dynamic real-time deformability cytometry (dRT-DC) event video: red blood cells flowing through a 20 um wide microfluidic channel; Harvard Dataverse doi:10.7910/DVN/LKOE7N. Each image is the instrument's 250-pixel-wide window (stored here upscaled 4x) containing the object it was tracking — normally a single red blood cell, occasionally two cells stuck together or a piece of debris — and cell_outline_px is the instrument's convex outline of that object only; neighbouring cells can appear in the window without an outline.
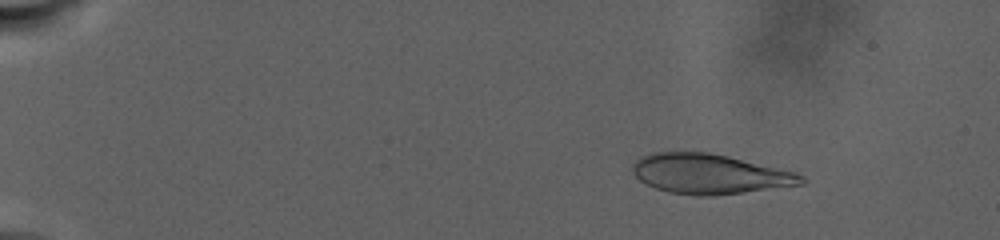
{"species": "human", "species_latin": "Homo sapiens", "temperature_condition": "warm", "stored_images_in_passage": 75, "camera_frame_rate_fps": 3000, "um_per_image_px": 0.085, "donor": {"sex": "male"}, "frame": {"image": 1, "passage_image": 12, "time_ms": 4.0, "image_size_px": [1000, 240], "cell_outline_px": [[804, 184], [712, 196], [696, 196], [668, 192], [644, 184], [632, 172], [632, 164], [640, 156], [652, 152], [708, 152], [728, 156], [792, 172], [804, 176]], "centroid_in_image_um": [60.23, 14.79], "position_along_channel_um": 24.8, "area_um2": 38.96}}
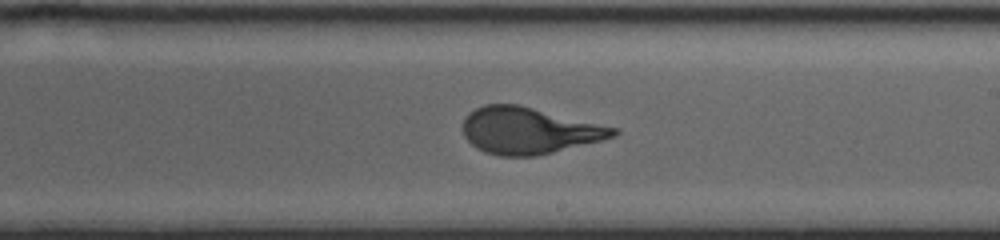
{"frame": {"image": 2, "passage_image": 48, "time_ms": 19.0, "image_size_px": [1000, 240], "cell_outline_px": [[620, 132], [616, 136], [536, 156], [500, 156], [484, 152], [476, 148], [464, 136], [460, 128], [468, 112], [484, 104], [520, 104], [620, 128]], "centroid_in_image_um": [44.94, 11.08], "position_along_channel_um": 244.1, "area_um2": 41.15}}
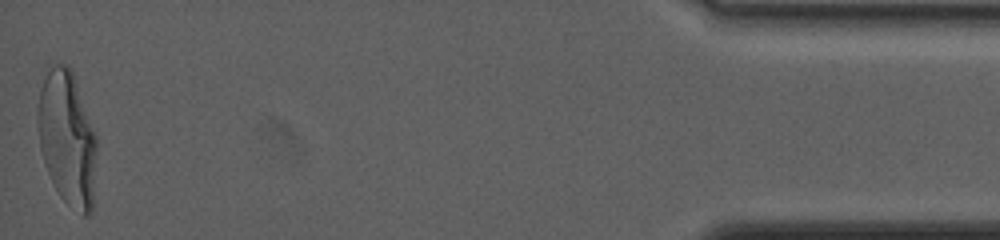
{"frame": {"image": 3, "passage_image": 75, "time_ms": 30.333, "image_size_px": [1000, 240], "cell_outline_px": [[96, 152], [92, 212], [88, 216], [84, 216], [68, 204], [60, 196], [48, 172], [40, 148], [36, 116], [36, 112], [40, 88], [44, 76], [56, 64], [68, 64], [72, 68], [96, 136]], "centroid_in_image_um": [5.71, 11.73], "position_along_channel_um": 429.5, "area_um2": 46.07}, "authors_computed_cell_mechanics": {"area_um2": 40.4022, "velocity_mm_per_s": 2.3081, "shape_relaxation_time_tau1_ms": 6.7153, "shape_relaxation_time_tau2_ms": null, "deformation_change_tau1": 0.2446, "deformation_change_tau2": null}}